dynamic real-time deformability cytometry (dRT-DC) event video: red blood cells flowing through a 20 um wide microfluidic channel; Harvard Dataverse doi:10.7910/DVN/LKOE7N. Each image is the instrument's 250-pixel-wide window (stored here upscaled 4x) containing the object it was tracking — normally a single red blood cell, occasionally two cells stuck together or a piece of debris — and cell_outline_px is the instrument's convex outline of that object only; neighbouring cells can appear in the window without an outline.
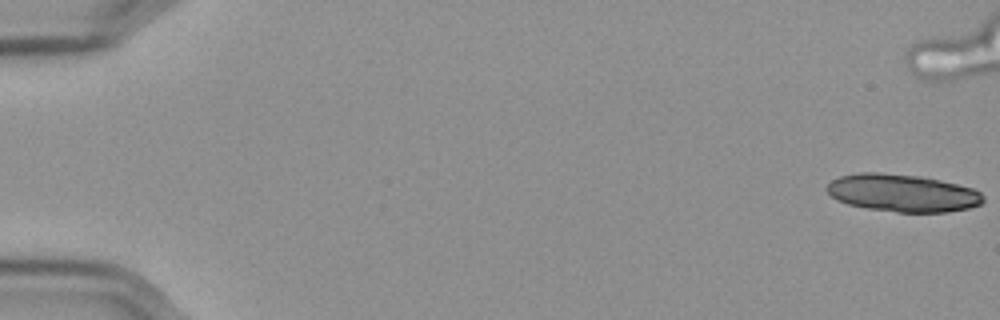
{"species": "Egyptian fruit bat (a non-hibernating species)", "species_latin": "Rousettus aegyptiacus", "temperature_condition": "cold", "stored_images_in_passage": 19, "camera_frame_rate_fps": 3000, "um_per_image_px": 0.085, "frame": {"image": 1, "passage_image": 1, "time_ms": 0.0, "image_size_px": [1000, 320], "cell_outline_px": [[984, 200], [980, 204], [968, 208], [948, 212], [896, 212], [868, 208], [848, 204], [836, 200], [824, 188], [832, 180], [840, 176], [860, 172], [880, 172], [920, 176], [940, 180], [972, 188], [980, 192], [984, 196]], "centroid_in_image_um": [76.69, 16.4], "position_along_channel_um": 8.3, "area_um2": 34.22}}